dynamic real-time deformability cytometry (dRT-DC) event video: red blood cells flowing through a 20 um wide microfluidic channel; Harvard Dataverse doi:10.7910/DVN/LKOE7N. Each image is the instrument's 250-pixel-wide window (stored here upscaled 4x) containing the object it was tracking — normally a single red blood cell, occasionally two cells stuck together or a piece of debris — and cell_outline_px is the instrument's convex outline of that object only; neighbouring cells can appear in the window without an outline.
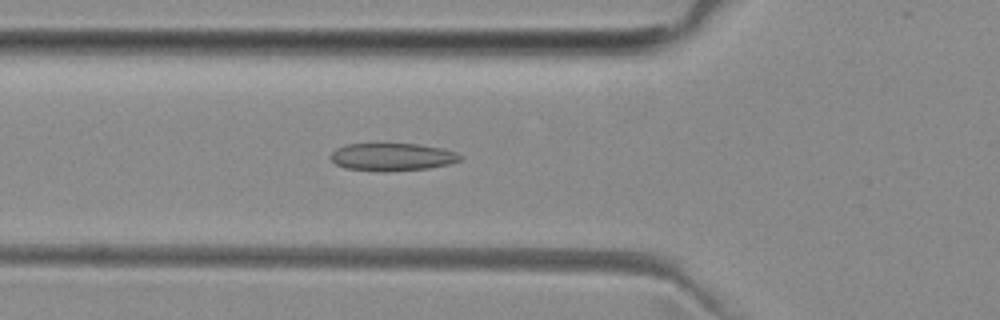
{"species": "common noctule bat (a hibernating species)", "species_latin": "Nyctalus noctula", "temperature_condition": "room temperature", "stored_images_in_passage": 51, "camera_frame_rate_fps": 3000, "um_per_image_px": 0.085, "animal": {"sex": "female", "body_mass_g": 29.2, "forearm_length_mm": 56.3}, "frame": {"image": 1, "passage_image": 18, "time_ms": 5.667, "image_size_px": [1000, 320], "cell_outline_px": [[464, 160], [452, 164], [428, 168], [384, 172], [380, 172], [344, 168], [336, 164], [328, 156], [336, 148], [344, 144], [420, 144], [444, 148], [456, 152], [464, 156]], "centroid_in_image_um": [33.38, 13.34], "position_along_channel_um": 92.4, "area_um2": 21.39}}
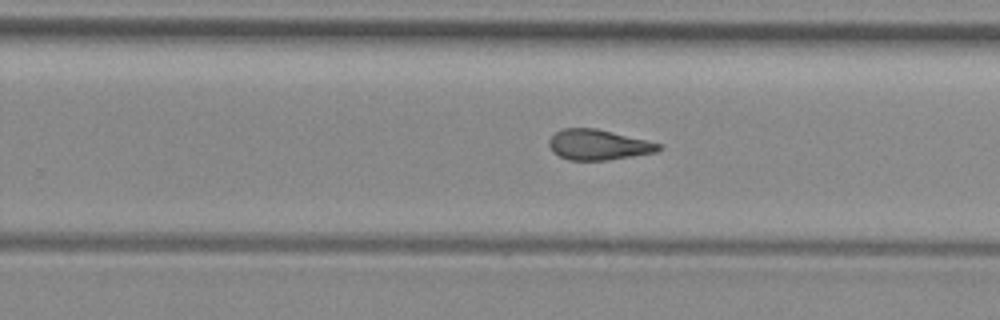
{"frame": {"image": 2, "passage_image": 32, "time_ms": 10.333, "image_size_px": [1000, 320], "cell_outline_px": [[664, 148], [656, 152], [608, 160], [568, 160], [552, 152], [548, 144], [548, 140], [556, 132], [564, 128], [596, 128], [660, 144]], "centroid_in_image_um": [50.82, 12.31], "position_along_channel_um": 279.0, "area_um2": 19.25}}
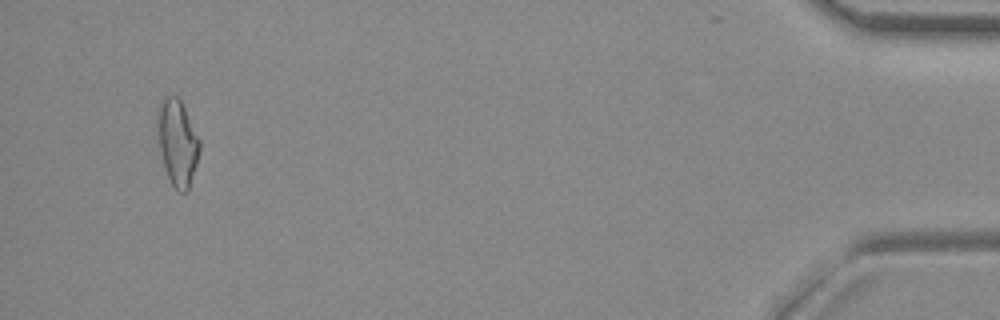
{"frame": {"image": 3, "passage_image": 49, "time_ms": 16.0, "image_size_px": [1000, 320], "cell_outline_px": [[200, 148], [196, 164], [188, 188], [184, 192], [180, 192], [172, 184], [164, 168], [160, 152], [156, 120], [156, 112], [164, 96], [176, 96], [180, 100], [200, 140]], "centroid_in_image_um": [15.05, 12.08], "position_along_channel_um": 420.1, "area_um2": 20.81}, "authors_computed_cell_mechanics": {"area_um2": 20.4034, "velocity_mm_per_s": 3.9878, "shape_relaxation_time_tau1_ms": null, "shape_relaxation_time_tau2_ms": 2.0242, "deformation_change_tau1": null, "deformation_change_tau2": 0.0901}}